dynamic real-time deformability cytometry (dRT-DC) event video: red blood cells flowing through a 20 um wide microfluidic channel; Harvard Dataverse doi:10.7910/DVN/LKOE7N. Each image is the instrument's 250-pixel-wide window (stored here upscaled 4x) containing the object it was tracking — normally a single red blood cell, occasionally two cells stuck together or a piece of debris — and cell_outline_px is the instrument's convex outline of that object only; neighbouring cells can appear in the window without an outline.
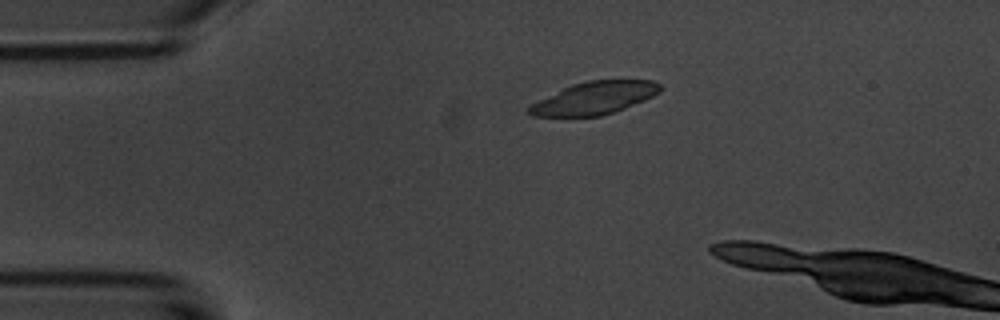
{"species": "common noctule bat (a hibernating species)", "species_latin": "Nyctalus noctula", "temperature_condition": "room temperature", "stored_images_in_passage": 5, "camera_frame_rate_fps": 3000, "um_per_image_px": 0.085, "animal": {"sex": "male", "body_mass_g": 20.1, "forearm_length_mm": 53.5}, "frame": {"image": 1, "passage_image": 5, "time_ms": 4.667, "image_size_px": [1000, 320], "cell_outline_px": [[664, 88], [660, 92], [644, 100], [624, 108], [600, 116], [532, 116], [528, 112], [528, 108], [532, 104], [572, 84], [588, 80], [652, 80], [660, 84]], "centroid_in_image_um": [50.57, 8.32], "position_along_channel_um": 34.4, "area_um2": 24.51}}